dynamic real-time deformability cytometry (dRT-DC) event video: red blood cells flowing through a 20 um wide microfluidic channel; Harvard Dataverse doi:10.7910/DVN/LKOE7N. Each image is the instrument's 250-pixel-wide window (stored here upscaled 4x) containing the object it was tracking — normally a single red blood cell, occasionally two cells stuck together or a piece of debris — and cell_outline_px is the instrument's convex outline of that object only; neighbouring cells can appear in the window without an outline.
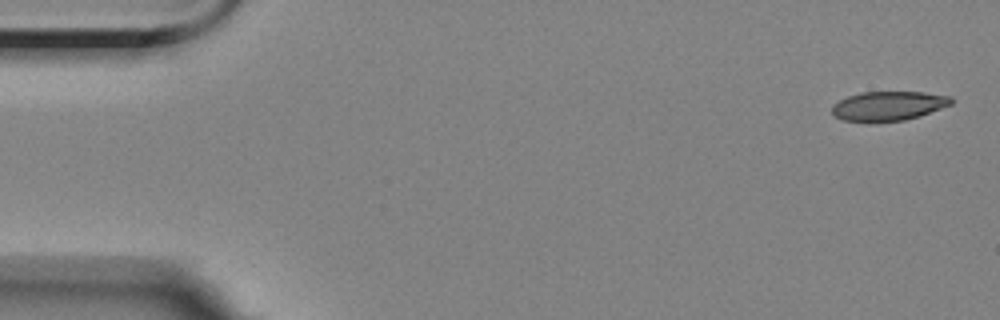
{"species": "Egyptian fruit bat (a non-hibernating species)", "species_latin": "Rousettus aegyptiacus", "temperature_condition": "room temperature", "stored_images_in_passage": 2, "camera_frame_rate_fps": 3000, "um_per_image_px": 0.085, "animal": {"sex": "female"}, "frame": {"image": 1, "passage_image": 1, "time_ms": 0.0, "image_size_px": [1000, 320], "cell_outline_px": [[952, 104], [920, 116], [904, 120], [844, 120], [836, 116], [832, 112], [832, 104], [848, 96], [860, 92], [924, 92], [952, 96]], "centroid_in_image_um": [75.55, 8.97], "position_along_channel_um": 9.4, "area_um2": 19.94}}